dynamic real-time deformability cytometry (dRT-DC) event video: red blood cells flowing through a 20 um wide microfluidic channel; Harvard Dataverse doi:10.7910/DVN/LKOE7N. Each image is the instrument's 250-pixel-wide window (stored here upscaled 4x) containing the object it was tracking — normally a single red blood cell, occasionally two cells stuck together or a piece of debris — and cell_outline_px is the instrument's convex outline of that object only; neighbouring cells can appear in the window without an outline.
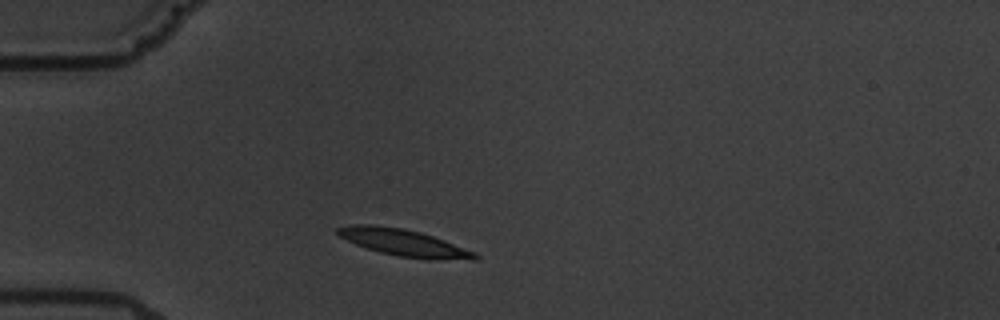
{"species": "common noctule bat (a hibernating species)", "species_latin": "Nyctalus noctula", "temperature_condition": "warm", "stored_images_in_passage": 1, "camera_frame_rate_fps": 3000, "um_per_image_px": 0.085, "animal": {"sex": "male", "body_mass_g": 19.5, "forearm_length_mm": 54.6}, "frame": {"image": 1, "passage_image": 1, "time_ms": 0.0, "image_size_px": [1000, 320], "cell_outline_px": [[480, 256], [476, 260], [428, 260], [396, 256], [380, 252], [356, 244], [340, 236], [336, 232], [336, 228], [352, 224], [376, 224], [400, 228], [420, 232], [444, 240], [476, 252]], "centroid_in_image_um": [34.38, 20.64], "position_along_channel_um": 50.6, "area_um2": 21.62}}